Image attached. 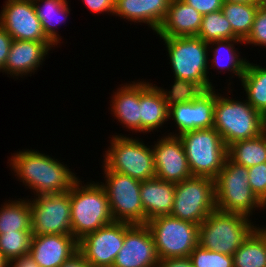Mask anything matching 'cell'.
<instances>
[{
  "label": "cell",
  "mask_w": 266,
  "mask_h": 267,
  "mask_svg": "<svg viewBox=\"0 0 266 267\" xmlns=\"http://www.w3.org/2000/svg\"><path fill=\"white\" fill-rule=\"evenodd\" d=\"M8 161L18 181L36 196L68 192L79 179L67 164L34 149L16 152Z\"/></svg>",
  "instance_id": "obj_1"
},
{
  "label": "cell",
  "mask_w": 266,
  "mask_h": 267,
  "mask_svg": "<svg viewBox=\"0 0 266 267\" xmlns=\"http://www.w3.org/2000/svg\"><path fill=\"white\" fill-rule=\"evenodd\" d=\"M82 183L78 179L70 189L72 235L77 241L114 222L107 194L99 181Z\"/></svg>",
  "instance_id": "obj_2"
},
{
  "label": "cell",
  "mask_w": 266,
  "mask_h": 267,
  "mask_svg": "<svg viewBox=\"0 0 266 267\" xmlns=\"http://www.w3.org/2000/svg\"><path fill=\"white\" fill-rule=\"evenodd\" d=\"M214 128L228 147L239 140L251 139L266 130V118L247 100L239 101L216 94Z\"/></svg>",
  "instance_id": "obj_3"
},
{
  "label": "cell",
  "mask_w": 266,
  "mask_h": 267,
  "mask_svg": "<svg viewBox=\"0 0 266 267\" xmlns=\"http://www.w3.org/2000/svg\"><path fill=\"white\" fill-rule=\"evenodd\" d=\"M248 168L235 164L228 157L215 180L216 207L220 211L250 216L266 205L249 185Z\"/></svg>",
  "instance_id": "obj_4"
},
{
  "label": "cell",
  "mask_w": 266,
  "mask_h": 267,
  "mask_svg": "<svg viewBox=\"0 0 266 267\" xmlns=\"http://www.w3.org/2000/svg\"><path fill=\"white\" fill-rule=\"evenodd\" d=\"M251 221L247 216L216 209L200 223L198 244L208 250L233 255L257 227Z\"/></svg>",
  "instance_id": "obj_5"
},
{
  "label": "cell",
  "mask_w": 266,
  "mask_h": 267,
  "mask_svg": "<svg viewBox=\"0 0 266 267\" xmlns=\"http://www.w3.org/2000/svg\"><path fill=\"white\" fill-rule=\"evenodd\" d=\"M166 45L174 78L193 81L204 90L213 89L209 79V45L197 36L160 37Z\"/></svg>",
  "instance_id": "obj_6"
},
{
  "label": "cell",
  "mask_w": 266,
  "mask_h": 267,
  "mask_svg": "<svg viewBox=\"0 0 266 267\" xmlns=\"http://www.w3.org/2000/svg\"><path fill=\"white\" fill-rule=\"evenodd\" d=\"M192 176L215 179L223 168L227 146L215 128L192 130L179 135Z\"/></svg>",
  "instance_id": "obj_7"
},
{
  "label": "cell",
  "mask_w": 266,
  "mask_h": 267,
  "mask_svg": "<svg viewBox=\"0 0 266 267\" xmlns=\"http://www.w3.org/2000/svg\"><path fill=\"white\" fill-rule=\"evenodd\" d=\"M112 140L102 162V167L116 171L140 181L155 177L152 147L129 136L112 135Z\"/></svg>",
  "instance_id": "obj_8"
},
{
  "label": "cell",
  "mask_w": 266,
  "mask_h": 267,
  "mask_svg": "<svg viewBox=\"0 0 266 267\" xmlns=\"http://www.w3.org/2000/svg\"><path fill=\"white\" fill-rule=\"evenodd\" d=\"M159 260L189 257L198 245L199 225L171 215L147 221Z\"/></svg>",
  "instance_id": "obj_9"
},
{
  "label": "cell",
  "mask_w": 266,
  "mask_h": 267,
  "mask_svg": "<svg viewBox=\"0 0 266 267\" xmlns=\"http://www.w3.org/2000/svg\"><path fill=\"white\" fill-rule=\"evenodd\" d=\"M216 209L214 179L193 176L175 183L171 216L200 225Z\"/></svg>",
  "instance_id": "obj_10"
},
{
  "label": "cell",
  "mask_w": 266,
  "mask_h": 267,
  "mask_svg": "<svg viewBox=\"0 0 266 267\" xmlns=\"http://www.w3.org/2000/svg\"><path fill=\"white\" fill-rule=\"evenodd\" d=\"M104 188L114 221L144 224V209L140 197L141 181L103 167Z\"/></svg>",
  "instance_id": "obj_11"
},
{
  "label": "cell",
  "mask_w": 266,
  "mask_h": 267,
  "mask_svg": "<svg viewBox=\"0 0 266 267\" xmlns=\"http://www.w3.org/2000/svg\"><path fill=\"white\" fill-rule=\"evenodd\" d=\"M29 199L33 235L72 234L70 190Z\"/></svg>",
  "instance_id": "obj_12"
},
{
  "label": "cell",
  "mask_w": 266,
  "mask_h": 267,
  "mask_svg": "<svg viewBox=\"0 0 266 267\" xmlns=\"http://www.w3.org/2000/svg\"><path fill=\"white\" fill-rule=\"evenodd\" d=\"M128 222L114 221L78 241V250L91 267H112L123 247Z\"/></svg>",
  "instance_id": "obj_13"
},
{
  "label": "cell",
  "mask_w": 266,
  "mask_h": 267,
  "mask_svg": "<svg viewBox=\"0 0 266 267\" xmlns=\"http://www.w3.org/2000/svg\"><path fill=\"white\" fill-rule=\"evenodd\" d=\"M0 25L13 40L50 41L43 32L33 0H7L0 14Z\"/></svg>",
  "instance_id": "obj_14"
},
{
  "label": "cell",
  "mask_w": 266,
  "mask_h": 267,
  "mask_svg": "<svg viewBox=\"0 0 266 267\" xmlns=\"http://www.w3.org/2000/svg\"><path fill=\"white\" fill-rule=\"evenodd\" d=\"M158 256L151 231L146 224L126 226L123 247L112 267H156Z\"/></svg>",
  "instance_id": "obj_15"
},
{
  "label": "cell",
  "mask_w": 266,
  "mask_h": 267,
  "mask_svg": "<svg viewBox=\"0 0 266 267\" xmlns=\"http://www.w3.org/2000/svg\"><path fill=\"white\" fill-rule=\"evenodd\" d=\"M158 139L152 146L155 177L178 183L192 176L183 144L179 136L167 135Z\"/></svg>",
  "instance_id": "obj_16"
},
{
  "label": "cell",
  "mask_w": 266,
  "mask_h": 267,
  "mask_svg": "<svg viewBox=\"0 0 266 267\" xmlns=\"http://www.w3.org/2000/svg\"><path fill=\"white\" fill-rule=\"evenodd\" d=\"M215 87L202 92L194 101L176 104L169 108V120H174L178 133H167L179 136L182 133L214 128V106L216 103Z\"/></svg>",
  "instance_id": "obj_17"
},
{
  "label": "cell",
  "mask_w": 266,
  "mask_h": 267,
  "mask_svg": "<svg viewBox=\"0 0 266 267\" xmlns=\"http://www.w3.org/2000/svg\"><path fill=\"white\" fill-rule=\"evenodd\" d=\"M55 47L51 41L13 40L2 72L11 77H23L36 72L49 51Z\"/></svg>",
  "instance_id": "obj_18"
},
{
  "label": "cell",
  "mask_w": 266,
  "mask_h": 267,
  "mask_svg": "<svg viewBox=\"0 0 266 267\" xmlns=\"http://www.w3.org/2000/svg\"><path fill=\"white\" fill-rule=\"evenodd\" d=\"M78 251V241L72 234L33 235L30 257L39 267H60Z\"/></svg>",
  "instance_id": "obj_19"
},
{
  "label": "cell",
  "mask_w": 266,
  "mask_h": 267,
  "mask_svg": "<svg viewBox=\"0 0 266 267\" xmlns=\"http://www.w3.org/2000/svg\"><path fill=\"white\" fill-rule=\"evenodd\" d=\"M203 15L182 0H171L165 19L156 31L159 37L197 36Z\"/></svg>",
  "instance_id": "obj_20"
},
{
  "label": "cell",
  "mask_w": 266,
  "mask_h": 267,
  "mask_svg": "<svg viewBox=\"0 0 266 267\" xmlns=\"http://www.w3.org/2000/svg\"><path fill=\"white\" fill-rule=\"evenodd\" d=\"M171 0H115L113 16L145 23L156 32L167 14Z\"/></svg>",
  "instance_id": "obj_21"
},
{
  "label": "cell",
  "mask_w": 266,
  "mask_h": 267,
  "mask_svg": "<svg viewBox=\"0 0 266 267\" xmlns=\"http://www.w3.org/2000/svg\"><path fill=\"white\" fill-rule=\"evenodd\" d=\"M140 197L144 224L156 217L170 215L175 197V183L157 177L141 181Z\"/></svg>",
  "instance_id": "obj_22"
},
{
  "label": "cell",
  "mask_w": 266,
  "mask_h": 267,
  "mask_svg": "<svg viewBox=\"0 0 266 267\" xmlns=\"http://www.w3.org/2000/svg\"><path fill=\"white\" fill-rule=\"evenodd\" d=\"M139 105L140 134L156 131L169 121V108L155 84L139 80Z\"/></svg>",
  "instance_id": "obj_23"
},
{
  "label": "cell",
  "mask_w": 266,
  "mask_h": 267,
  "mask_svg": "<svg viewBox=\"0 0 266 267\" xmlns=\"http://www.w3.org/2000/svg\"><path fill=\"white\" fill-rule=\"evenodd\" d=\"M137 81L117 88L111 98L110 110L114 119H118L124 128L140 133L139 80Z\"/></svg>",
  "instance_id": "obj_24"
},
{
  "label": "cell",
  "mask_w": 266,
  "mask_h": 267,
  "mask_svg": "<svg viewBox=\"0 0 266 267\" xmlns=\"http://www.w3.org/2000/svg\"><path fill=\"white\" fill-rule=\"evenodd\" d=\"M236 43L243 44L244 41L241 39H225L209 42L208 53L213 51V55L212 58H208V60L210 59L211 65L214 67V69L217 70L219 68V70H221L219 73L225 69V72L230 71L232 74H235L240 81L248 61L246 58H241L242 56L238 52L237 48L234 47V44ZM210 46H215V48H211Z\"/></svg>",
  "instance_id": "obj_25"
},
{
  "label": "cell",
  "mask_w": 266,
  "mask_h": 267,
  "mask_svg": "<svg viewBox=\"0 0 266 267\" xmlns=\"http://www.w3.org/2000/svg\"><path fill=\"white\" fill-rule=\"evenodd\" d=\"M36 13L46 37L57 46L62 39L56 28L65 22L70 8L67 0H33Z\"/></svg>",
  "instance_id": "obj_26"
},
{
  "label": "cell",
  "mask_w": 266,
  "mask_h": 267,
  "mask_svg": "<svg viewBox=\"0 0 266 267\" xmlns=\"http://www.w3.org/2000/svg\"><path fill=\"white\" fill-rule=\"evenodd\" d=\"M232 256L234 267H266V228L256 227Z\"/></svg>",
  "instance_id": "obj_27"
},
{
  "label": "cell",
  "mask_w": 266,
  "mask_h": 267,
  "mask_svg": "<svg viewBox=\"0 0 266 267\" xmlns=\"http://www.w3.org/2000/svg\"><path fill=\"white\" fill-rule=\"evenodd\" d=\"M228 158L247 168L266 162V130L259 136L239 140L227 147Z\"/></svg>",
  "instance_id": "obj_28"
},
{
  "label": "cell",
  "mask_w": 266,
  "mask_h": 267,
  "mask_svg": "<svg viewBox=\"0 0 266 267\" xmlns=\"http://www.w3.org/2000/svg\"><path fill=\"white\" fill-rule=\"evenodd\" d=\"M240 82L246 100L266 118V67L248 61Z\"/></svg>",
  "instance_id": "obj_29"
},
{
  "label": "cell",
  "mask_w": 266,
  "mask_h": 267,
  "mask_svg": "<svg viewBox=\"0 0 266 267\" xmlns=\"http://www.w3.org/2000/svg\"><path fill=\"white\" fill-rule=\"evenodd\" d=\"M24 199V200H23ZM5 201L0 208V234L15 231H32L29 199Z\"/></svg>",
  "instance_id": "obj_30"
},
{
  "label": "cell",
  "mask_w": 266,
  "mask_h": 267,
  "mask_svg": "<svg viewBox=\"0 0 266 267\" xmlns=\"http://www.w3.org/2000/svg\"><path fill=\"white\" fill-rule=\"evenodd\" d=\"M260 4L261 3H231L224 1L221 11L229 21L233 33L239 39L244 41L250 34Z\"/></svg>",
  "instance_id": "obj_31"
},
{
  "label": "cell",
  "mask_w": 266,
  "mask_h": 267,
  "mask_svg": "<svg viewBox=\"0 0 266 267\" xmlns=\"http://www.w3.org/2000/svg\"><path fill=\"white\" fill-rule=\"evenodd\" d=\"M197 37L204 42L225 39H239L221 10L203 15Z\"/></svg>",
  "instance_id": "obj_32"
},
{
  "label": "cell",
  "mask_w": 266,
  "mask_h": 267,
  "mask_svg": "<svg viewBox=\"0 0 266 267\" xmlns=\"http://www.w3.org/2000/svg\"><path fill=\"white\" fill-rule=\"evenodd\" d=\"M32 231H15L0 234V251L10 261L29 255Z\"/></svg>",
  "instance_id": "obj_33"
},
{
  "label": "cell",
  "mask_w": 266,
  "mask_h": 267,
  "mask_svg": "<svg viewBox=\"0 0 266 267\" xmlns=\"http://www.w3.org/2000/svg\"><path fill=\"white\" fill-rule=\"evenodd\" d=\"M164 98L167 107L170 108L176 104L188 103L194 101L205 90L193 81H186L175 78L171 89L165 90L158 87Z\"/></svg>",
  "instance_id": "obj_34"
},
{
  "label": "cell",
  "mask_w": 266,
  "mask_h": 267,
  "mask_svg": "<svg viewBox=\"0 0 266 267\" xmlns=\"http://www.w3.org/2000/svg\"><path fill=\"white\" fill-rule=\"evenodd\" d=\"M193 267H234L233 256L201 247L199 244L190 253Z\"/></svg>",
  "instance_id": "obj_35"
},
{
  "label": "cell",
  "mask_w": 266,
  "mask_h": 267,
  "mask_svg": "<svg viewBox=\"0 0 266 267\" xmlns=\"http://www.w3.org/2000/svg\"><path fill=\"white\" fill-rule=\"evenodd\" d=\"M247 44L266 47V2L263 0L255 15L251 32L244 40V45Z\"/></svg>",
  "instance_id": "obj_36"
},
{
  "label": "cell",
  "mask_w": 266,
  "mask_h": 267,
  "mask_svg": "<svg viewBox=\"0 0 266 267\" xmlns=\"http://www.w3.org/2000/svg\"><path fill=\"white\" fill-rule=\"evenodd\" d=\"M248 171L250 188L266 205V162L249 167Z\"/></svg>",
  "instance_id": "obj_37"
},
{
  "label": "cell",
  "mask_w": 266,
  "mask_h": 267,
  "mask_svg": "<svg viewBox=\"0 0 266 267\" xmlns=\"http://www.w3.org/2000/svg\"><path fill=\"white\" fill-rule=\"evenodd\" d=\"M202 15L221 10L224 0H182Z\"/></svg>",
  "instance_id": "obj_38"
},
{
  "label": "cell",
  "mask_w": 266,
  "mask_h": 267,
  "mask_svg": "<svg viewBox=\"0 0 266 267\" xmlns=\"http://www.w3.org/2000/svg\"><path fill=\"white\" fill-rule=\"evenodd\" d=\"M85 6L94 14L107 13L113 15L115 0H82Z\"/></svg>",
  "instance_id": "obj_39"
},
{
  "label": "cell",
  "mask_w": 266,
  "mask_h": 267,
  "mask_svg": "<svg viewBox=\"0 0 266 267\" xmlns=\"http://www.w3.org/2000/svg\"><path fill=\"white\" fill-rule=\"evenodd\" d=\"M12 41L11 35L0 25V72L5 69Z\"/></svg>",
  "instance_id": "obj_40"
},
{
  "label": "cell",
  "mask_w": 266,
  "mask_h": 267,
  "mask_svg": "<svg viewBox=\"0 0 266 267\" xmlns=\"http://www.w3.org/2000/svg\"><path fill=\"white\" fill-rule=\"evenodd\" d=\"M156 267H193L189 257L159 260Z\"/></svg>",
  "instance_id": "obj_41"
},
{
  "label": "cell",
  "mask_w": 266,
  "mask_h": 267,
  "mask_svg": "<svg viewBox=\"0 0 266 267\" xmlns=\"http://www.w3.org/2000/svg\"><path fill=\"white\" fill-rule=\"evenodd\" d=\"M60 267H91L83 254L78 250L68 258Z\"/></svg>",
  "instance_id": "obj_42"
},
{
  "label": "cell",
  "mask_w": 266,
  "mask_h": 267,
  "mask_svg": "<svg viewBox=\"0 0 266 267\" xmlns=\"http://www.w3.org/2000/svg\"><path fill=\"white\" fill-rule=\"evenodd\" d=\"M9 267H39L30 255L22 256L10 262Z\"/></svg>",
  "instance_id": "obj_43"
},
{
  "label": "cell",
  "mask_w": 266,
  "mask_h": 267,
  "mask_svg": "<svg viewBox=\"0 0 266 267\" xmlns=\"http://www.w3.org/2000/svg\"><path fill=\"white\" fill-rule=\"evenodd\" d=\"M10 261L0 251V267H9Z\"/></svg>",
  "instance_id": "obj_44"
},
{
  "label": "cell",
  "mask_w": 266,
  "mask_h": 267,
  "mask_svg": "<svg viewBox=\"0 0 266 267\" xmlns=\"http://www.w3.org/2000/svg\"><path fill=\"white\" fill-rule=\"evenodd\" d=\"M231 3H261L262 0H224Z\"/></svg>",
  "instance_id": "obj_45"
}]
</instances>
